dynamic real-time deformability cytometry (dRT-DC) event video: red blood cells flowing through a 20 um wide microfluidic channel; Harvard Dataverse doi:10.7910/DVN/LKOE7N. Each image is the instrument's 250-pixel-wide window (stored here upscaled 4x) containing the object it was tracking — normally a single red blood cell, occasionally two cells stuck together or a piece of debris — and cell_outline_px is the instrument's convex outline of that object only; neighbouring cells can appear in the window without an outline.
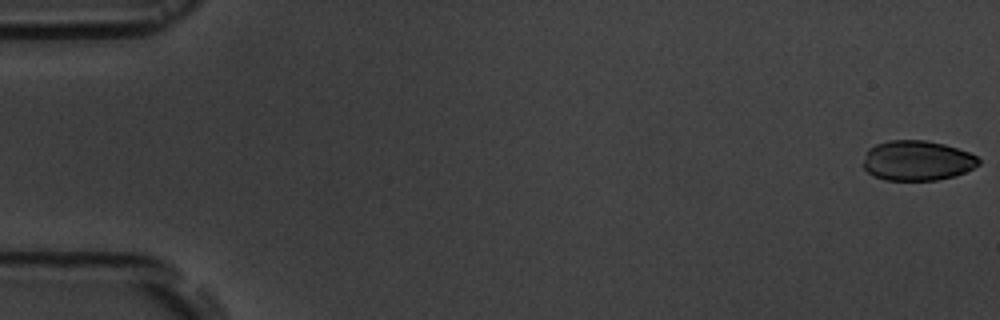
{"species": "common noctule bat (a hibernating species)", "species_latin": "Nyctalus noctula", "temperature_condition": "room temperature", "stored_images_in_passage": 9, "camera_frame_rate_fps": 3000, "um_per_image_px": 0.085, "animal": {"sex": "male", "body_mass_g": 19.5, "forearm_length_mm": 54.6}, "frame": {"image": 1, "passage_image": 1, "time_ms": 0.0, "image_size_px": [1000, 320], "cell_outline_px": [[980, 164], [956, 176], [936, 180], [884, 180], [872, 176], [864, 168], [864, 160], [868, 148], [876, 144], [888, 140], [924, 140], [944, 144], [968, 152], [976, 156], [980, 160]], "centroid_in_image_um": [77.94, 13.65], "position_along_channel_um": 7.1, "area_um2": 26.93}}
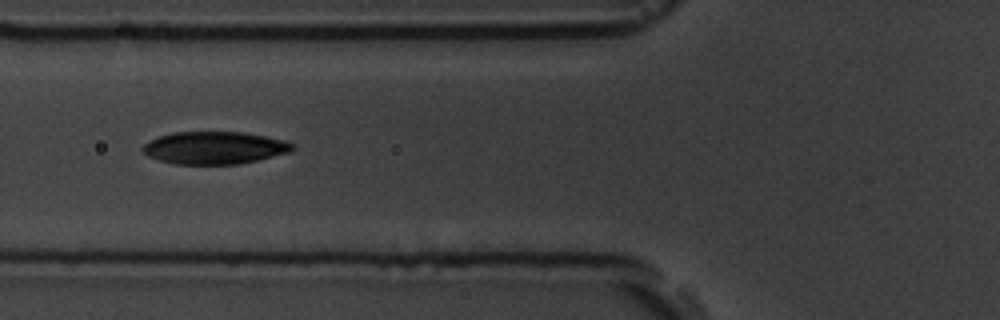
{"frame": {"image": 2, "passage_image": 7, "time_ms": 6.667, "image_size_px": [1000, 320], "cell_outline_px": [[296, 148], [292, 152], [256, 160], [236, 164], [176, 164], [160, 160], [148, 156], [140, 148], [144, 144], [160, 136], [176, 132], [244, 132], [284, 140], [296, 144]], "centroid_in_image_um": [18.28, 12.56], "position_along_channel_um": 107.5, "area_um2": 28.26}}
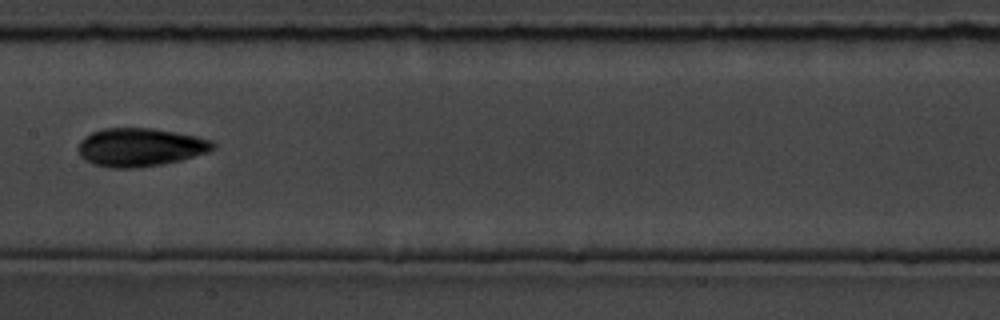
{"frame": {"image": 3, "passage_image": 9, "time_ms": 9.0, "image_size_px": [1000, 320], "cell_outline_px": [[216, 148], [208, 152], [180, 160], [160, 164], [136, 168], [108, 168], [92, 164], [80, 156], [76, 148], [80, 140], [84, 136], [92, 132], [104, 128], [152, 128], [176, 132], [196, 136], [212, 140], [216, 144]], "centroid_in_image_um": [11.89, 12.51], "position_along_channel_um": 195.5, "area_um2": 30.35}}